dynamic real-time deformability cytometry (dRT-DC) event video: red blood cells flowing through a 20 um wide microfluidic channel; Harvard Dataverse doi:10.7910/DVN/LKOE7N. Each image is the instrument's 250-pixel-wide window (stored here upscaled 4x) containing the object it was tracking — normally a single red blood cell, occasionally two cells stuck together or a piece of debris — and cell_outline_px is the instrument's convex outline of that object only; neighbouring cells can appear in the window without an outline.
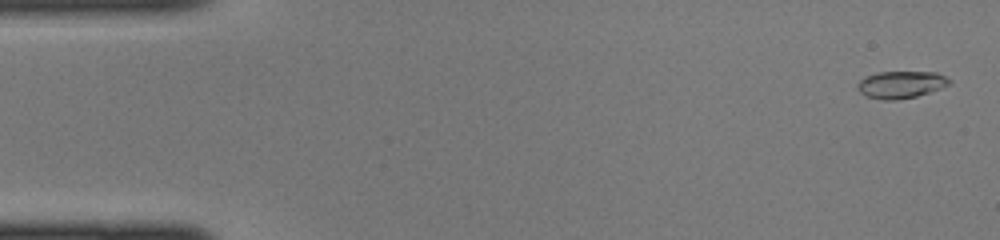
{"species": "common noctule bat (a hibernating species)", "species_latin": "Nyctalus noctula", "temperature_condition": "cold", "stored_images_in_passage": 39, "camera_frame_rate_fps": 3000, "um_per_image_px": 0.085, "animal": {"sex": "female", "body_mass_g": 22.0, "forearm_length_mm": 56.7}, "frame": {"image": 1, "passage_image": 2, "time_ms": 0.333, "image_size_px": [1000, 240], "cell_outline_px": [[952, 80], [948, 84], [940, 88], [916, 96], [896, 100], [884, 100], [868, 96], [860, 92], [856, 88], [856, 84], [864, 76], [876, 72], [936, 72]], "centroid_in_image_um": [76.53, 7.18], "position_along_channel_um": 8.5, "area_um2": 14.45}}
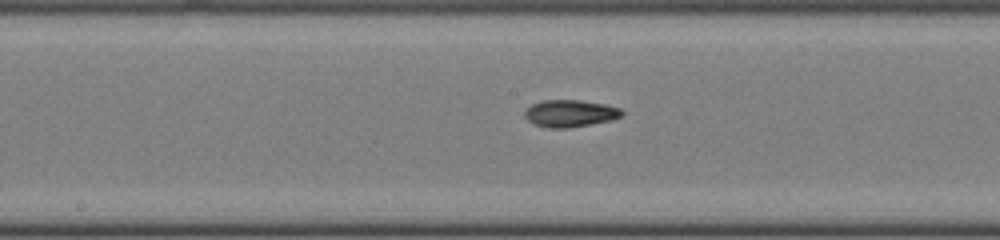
{"frame": {"image": 2, "passage_image": 23, "time_ms": 7.333, "image_size_px": [1000, 240], "cell_outline_px": [[624, 112], [620, 116], [608, 120], [568, 128], [548, 128], [532, 124], [524, 116], [524, 112], [532, 104], [540, 100], [580, 100], [604, 104], [620, 108]], "centroid_in_image_um": [48.39, 9.63], "position_along_channel_um": 199.8, "area_um2": 15.2}}
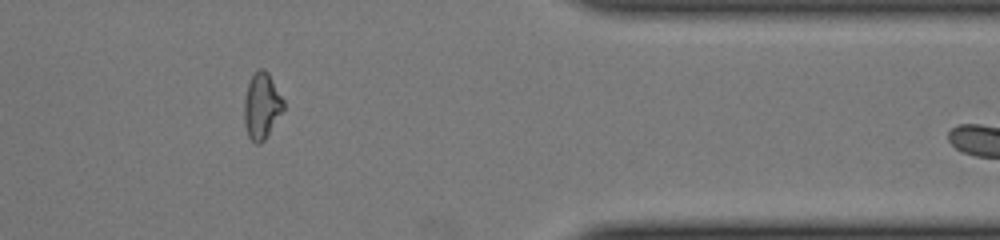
{"frame": {"image": 3, "passage_image": 37, "time_ms": 12.0, "image_size_px": [1000, 240], "cell_outline_px": [[284, 108], [264, 140], [260, 144], [256, 144], [248, 136], [244, 124], [244, 100], [248, 84], [252, 72], [260, 68], [264, 68], [268, 72], [284, 100]], "centroid_in_image_um": [22.23, 8.97], "position_along_channel_um": 389.2, "area_um2": 15.14}}